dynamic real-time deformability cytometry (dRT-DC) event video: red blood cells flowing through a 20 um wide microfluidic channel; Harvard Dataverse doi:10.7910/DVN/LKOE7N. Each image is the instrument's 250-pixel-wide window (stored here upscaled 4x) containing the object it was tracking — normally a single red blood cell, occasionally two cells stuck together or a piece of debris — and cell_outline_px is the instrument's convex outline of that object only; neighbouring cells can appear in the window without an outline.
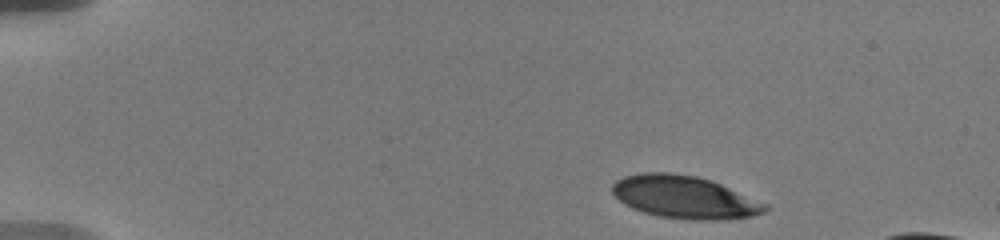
{"species": "human", "species_latin": "Homo sapiens", "temperature_condition": "warm", "stored_images_in_passage": 11, "camera_frame_rate_fps": 3000, "um_per_image_px": 0.085, "donor": {"sex": "male"}, "frame": {"image": 1, "passage_image": 1, "time_ms": 0.0, "image_size_px": [1000, 240], "cell_outline_px": [[768, 208], [764, 212], [752, 216], [716, 220], [692, 220], [660, 216], [644, 212], [632, 208], [624, 204], [612, 192], [612, 184], [616, 180], [624, 176], [644, 172], [672, 172], [696, 176], [712, 180], [768, 204]], "centroid_in_image_um": [58.18, 16.74], "position_along_channel_um": 26.8, "area_um2": 37.97}}
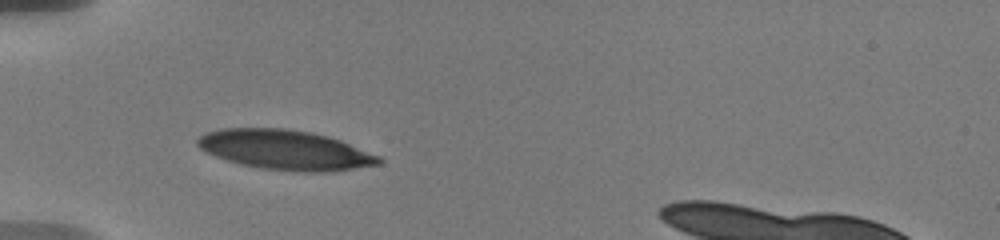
{"frame": {"image": 2, "passage_image": 7, "time_ms": 3.333, "image_size_px": [1000, 240], "cell_outline_px": [[384, 160], [380, 164], [332, 172], [304, 172], [260, 168], [240, 164], [216, 156], [200, 148], [196, 144], [196, 140], [200, 136], [208, 132], [220, 128], [284, 128], [312, 132], [328, 136], [340, 140], [380, 156]], "centroid_in_image_um": [24.27, 12.74], "position_along_channel_um": 60.7, "area_um2": 42.02}}
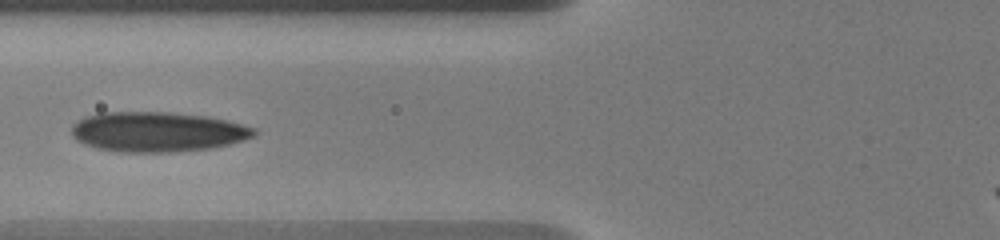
{"frame": {"image": 3, "passage_image": 10, "time_ms": 5.0, "image_size_px": [1000, 240], "cell_outline_px": [[256, 136], [228, 144], [212, 148], [168, 152], [120, 152], [96, 148], [84, 144], [76, 140], [72, 136], [72, 124], [84, 116], [100, 112], [172, 112], [208, 116], [228, 120], [256, 128]], "centroid_in_image_um": [13.37, 11.19], "position_along_channel_um": 112.4, "area_um2": 42.83}}